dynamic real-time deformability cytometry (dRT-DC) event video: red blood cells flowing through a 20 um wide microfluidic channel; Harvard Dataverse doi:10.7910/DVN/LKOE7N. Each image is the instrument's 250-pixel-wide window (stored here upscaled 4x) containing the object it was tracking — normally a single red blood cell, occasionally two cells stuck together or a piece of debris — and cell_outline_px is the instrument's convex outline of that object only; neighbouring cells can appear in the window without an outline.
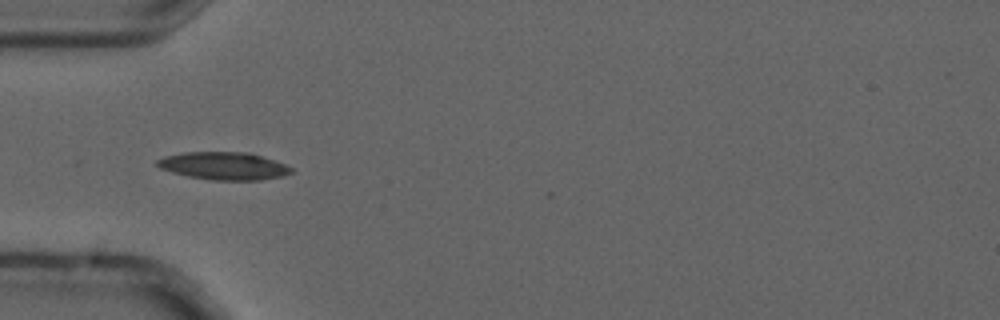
{"species": "common noctule bat (a hibernating species)", "species_latin": "Nyctalus noctula", "temperature_condition": "cold", "stored_images_in_passage": 8, "camera_frame_rate_fps": 3000, "um_per_image_px": 0.085, "animal": {"sex": "male", "forearm_length_mm": 52.5}, "frame": {"image": 1, "passage_image": 5, "time_ms": 1.333, "image_size_px": [1000, 320], "cell_outline_px": [[292, 172], [280, 176], [260, 180], [212, 180], [188, 176], [172, 172], [160, 168], [156, 164], [156, 160], [164, 156], [184, 152], [248, 152], [284, 164], [292, 168]], "centroid_in_image_um": [18.97, 14.1], "position_along_channel_um": 66.0, "area_um2": 21.39}}
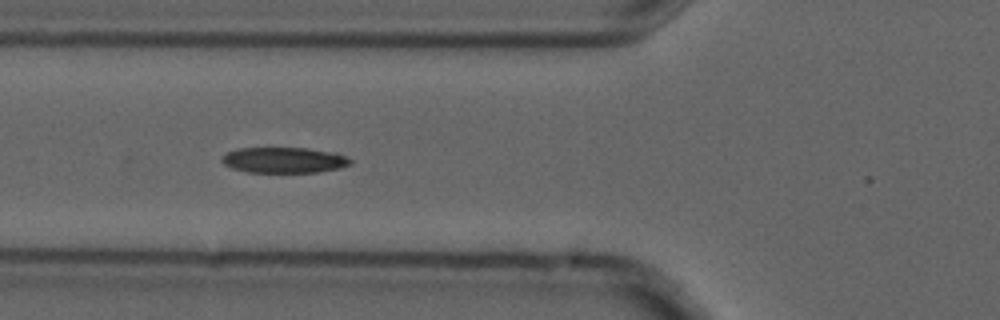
{"frame": {"image": 2, "passage_image": 6, "time_ms": 1.667, "image_size_px": [1000, 320], "cell_outline_px": [[352, 164], [340, 168], [320, 172], [248, 172], [232, 168], [224, 164], [220, 160], [224, 152], [236, 148], [308, 148], [336, 152], [352, 160]], "centroid_in_image_um": [24.13, 13.6], "position_along_channel_um": 101.7, "area_um2": 19.48}}
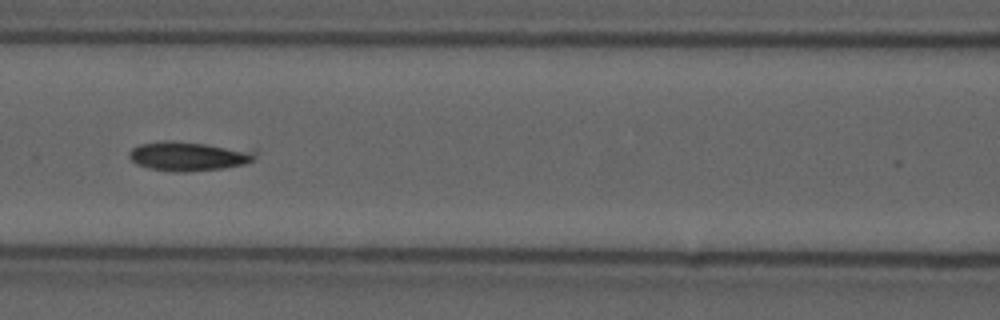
{"frame": {"image": 3, "passage_image": 7, "time_ms": 2.0, "image_size_px": [1000, 320], "cell_outline_px": [[256, 160], [244, 164], [224, 168], [184, 172], [172, 172], [152, 168], [136, 164], [128, 156], [128, 152], [132, 148], [140, 144], [168, 140], [172, 140], [208, 144], [256, 152]], "centroid_in_image_um": [15.99, 13.28], "position_along_channel_um": 150.6, "area_um2": 21.27}}